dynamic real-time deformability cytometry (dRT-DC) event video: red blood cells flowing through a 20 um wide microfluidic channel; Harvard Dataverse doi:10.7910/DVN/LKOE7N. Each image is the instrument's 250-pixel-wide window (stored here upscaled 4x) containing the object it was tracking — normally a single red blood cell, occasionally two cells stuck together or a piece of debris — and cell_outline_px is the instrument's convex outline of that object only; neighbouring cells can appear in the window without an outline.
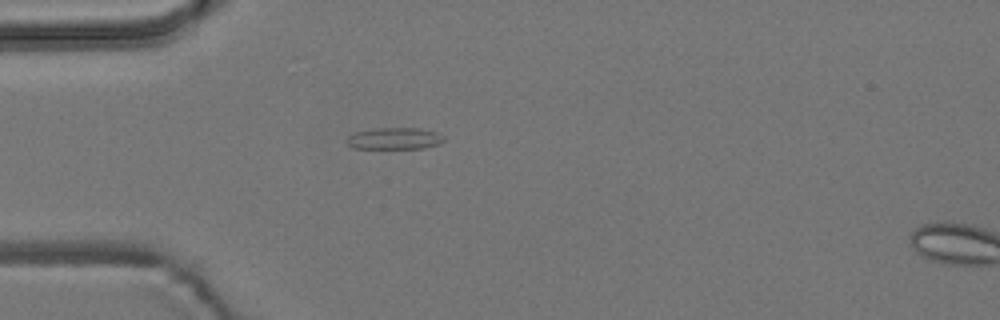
{"species": "common noctule bat (a hibernating species)", "species_latin": "Nyctalus noctula", "temperature_condition": "room temperature", "stored_images_in_passage": 2, "camera_frame_rate_fps": 3000, "um_per_image_px": 0.085, "animal": {"sex": "male", "body_mass_g": 19.2, "forearm_length_mm": 51.8}, "frame": {"image": 1, "passage_image": 1, "time_ms": 0.0, "image_size_px": [1000, 320], "cell_outline_px": [[444, 140], [440, 144], [424, 148], [352, 148], [348, 144], [348, 136], [356, 132], [376, 128], [420, 128], [436, 132], [444, 136]], "centroid_in_image_um": [33.57, 11.77], "position_along_channel_um": 51.4, "area_um2": 12.2}}